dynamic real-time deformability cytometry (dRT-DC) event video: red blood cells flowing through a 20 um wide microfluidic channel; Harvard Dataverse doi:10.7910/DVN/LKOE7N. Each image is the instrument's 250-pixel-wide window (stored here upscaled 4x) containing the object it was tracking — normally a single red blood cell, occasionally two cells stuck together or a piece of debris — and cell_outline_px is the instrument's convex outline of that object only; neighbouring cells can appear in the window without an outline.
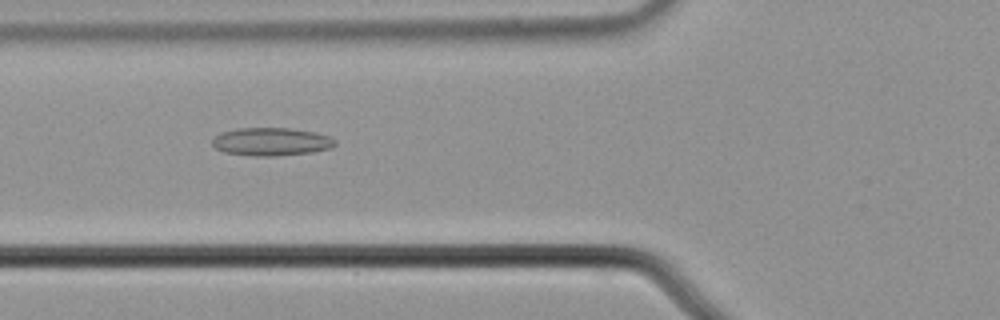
{"species": "common noctule bat (a hibernating species)", "species_latin": "Nyctalus noctula", "temperature_condition": "cold", "stored_images_in_passage": 9, "camera_frame_rate_fps": 3000, "um_per_image_px": 0.085, "animal": {"sex": "male", "body_mass_g": 21.5, "forearm_length_mm": 52.0}, "frame": {"image": 1, "passage_image": 3, "time_ms": 0.667, "image_size_px": [1000, 320], "cell_outline_px": [[336, 144], [332, 148], [312, 152], [276, 156], [252, 156], [224, 152], [216, 148], [212, 144], [212, 140], [220, 132], [236, 128], [292, 128], [316, 132], [328, 136], [336, 140]], "centroid_in_image_um": [23.07, 12.04], "position_along_channel_um": 102.7, "area_um2": 20.23}}
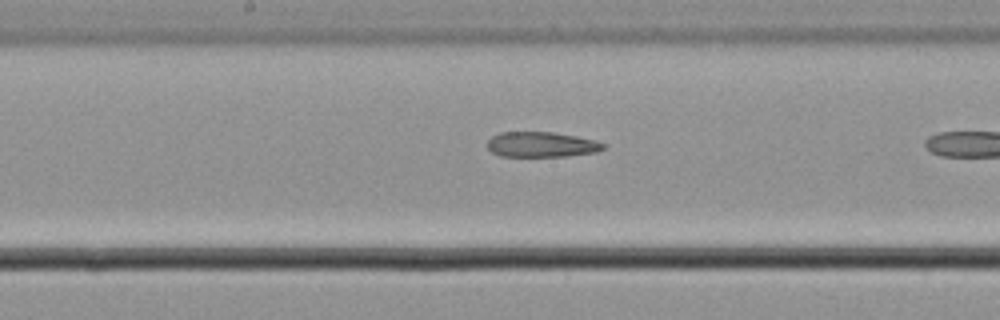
{"frame": {"image": 2, "passage_image": 8, "time_ms": 2.333, "image_size_px": [1000, 320], "cell_outline_px": [[604, 148], [596, 152], [568, 156], [500, 156], [492, 152], [488, 148], [488, 140], [492, 136], [500, 132], [552, 132], [576, 136], [596, 140], [604, 144]], "centroid_in_image_um": [46.02, 12.28], "position_along_channel_um": 202.2, "area_um2": 16.99}}